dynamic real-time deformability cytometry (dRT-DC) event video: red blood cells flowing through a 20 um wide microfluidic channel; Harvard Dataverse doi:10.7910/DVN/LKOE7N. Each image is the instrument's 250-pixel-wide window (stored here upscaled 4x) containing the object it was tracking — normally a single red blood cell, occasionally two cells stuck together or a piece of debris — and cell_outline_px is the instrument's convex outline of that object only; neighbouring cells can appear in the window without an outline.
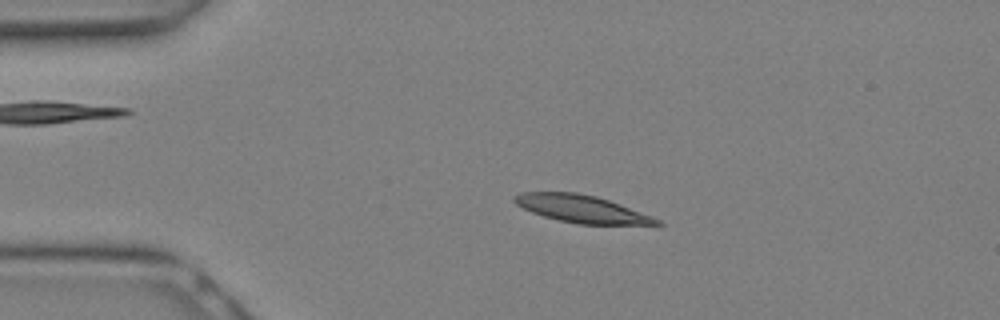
{"species": "Egyptian fruit bat (a non-hibernating species)", "species_latin": "Rousettus aegyptiacus", "temperature_condition": "warm", "stored_images_in_passage": 15, "camera_frame_rate_fps": 3000, "um_per_image_px": 0.085, "animal": {"sex": "female"}, "frame": {"image": 1, "passage_image": 4, "time_ms": 1.0, "image_size_px": [1000, 320], "cell_outline_px": [[664, 224], [580, 224], [560, 220], [544, 216], [532, 212], [516, 204], [512, 200], [512, 196], [520, 192], [576, 192], [596, 196], [620, 204], [652, 216], [660, 220]], "centroid_in_image_um": [49.4, 17.74], "position_along_channel_um": 35.6, "area_um2": 22.48}}
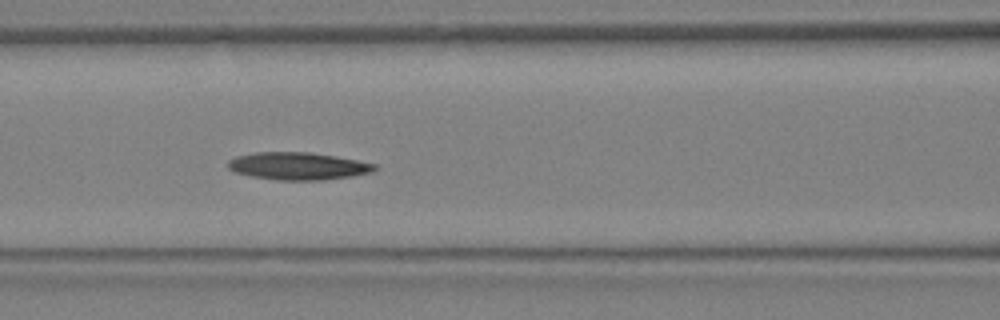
{"frame": {"image": 2, "passage_image": 10, "time_ms": 3.0, "image_size_px": [1000, 320], "cell_outline_px": [[376, 168], [372, 172], [352, 176], [320, 180], [276, 180], [252, 176], [236, 172], [228, 168], [228, 160], [236, 156], [252, 152], [308, 152], [336, 156], [376, 164]], "centroid_in_image_um": [25.31, 14.11], "position_along_channel_um": 141.3, "area_um2": 23.41}}
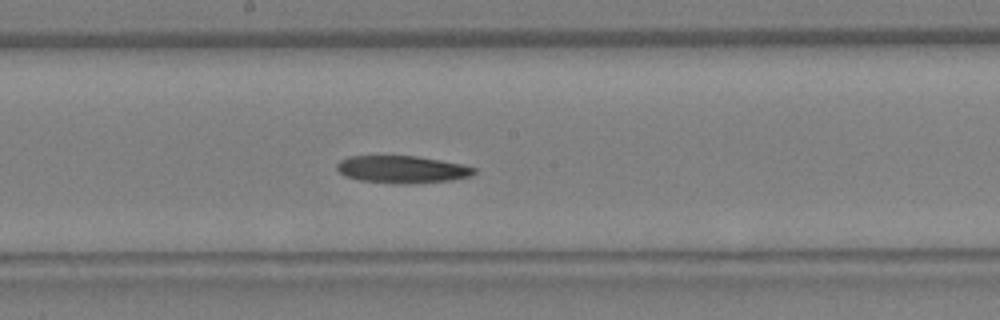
{"frame": {"image": 3, "passage_image": 13, "time_ms": 4.0, "image_size_px": [1000, 320], "cell_outline_px": [[476, 172], [472, 176], [452, 180], [408, 184], [404, 184], [360, 180], [344, 176], [336, 168], [336, 164], [340, 160], [348, 156], [416, 156], [464, 164], [476, 168]], "centroid_in_image_um": [34.2, 14.39], "position_along_channel_um": 214.0, "area_um2": 21.96}}